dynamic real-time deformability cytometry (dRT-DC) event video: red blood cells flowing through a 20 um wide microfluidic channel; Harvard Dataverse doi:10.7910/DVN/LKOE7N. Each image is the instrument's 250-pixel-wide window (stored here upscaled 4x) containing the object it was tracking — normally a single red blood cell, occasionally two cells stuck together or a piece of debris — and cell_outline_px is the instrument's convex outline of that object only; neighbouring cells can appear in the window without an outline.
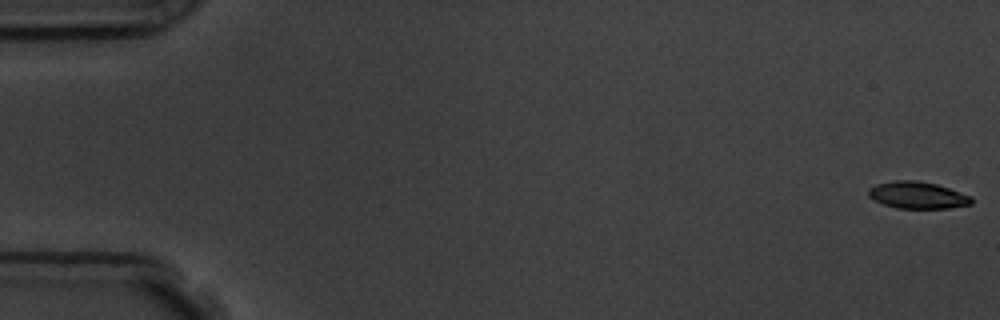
{"species": "common noctule bat (a hibernating species)", "species_latin": "Nyctalus noctula", "temperature_condition": "room temperature", "stored_images_in_passage": 6, "camera_frame_rate_fps": 3000, "um_per_image_px": 0.085, "animal": {"sex": "male", "body_mass_g": 19.5, "forearm_length_mm": 54.6}, "frame": {"image": 1, "passage_image": 1, "time_ms": 0.0, "image_size_px": [1000, 320], "cell_outline_px": [[972, 204], [948, 208], [896, 208], [872, 200], [868, 196], [868, 188], [876, 184], [896, 180], [916, 180], [936, 184], [972, 196]], "centroid_in_image_um": [77.96, 16.59], "position_along_channel_um": 7.0, "area_um2": 16.18}}
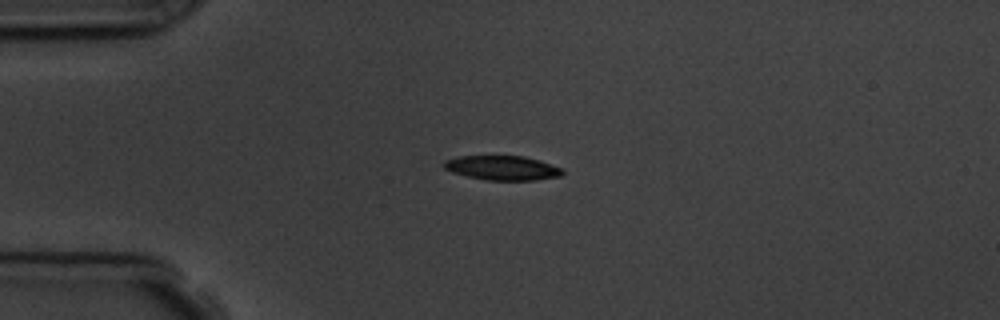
{"frame": {"image": 2, "passage_image": 5, "time_ms": 4.333, "image_size_px": [1000, 320], "cell_outline_px": [[564, 172], [560, 176], [536, 180], [488, 180], [468, 176], [452, 172], [444, 168], [444, 160], [460, 156], [524, 156], [540, 160], [564, 168]], "centroid_in_image_um": [42.75, 14.27], "position_along_channel_um": 42.3, "area_um2": 16.88}}